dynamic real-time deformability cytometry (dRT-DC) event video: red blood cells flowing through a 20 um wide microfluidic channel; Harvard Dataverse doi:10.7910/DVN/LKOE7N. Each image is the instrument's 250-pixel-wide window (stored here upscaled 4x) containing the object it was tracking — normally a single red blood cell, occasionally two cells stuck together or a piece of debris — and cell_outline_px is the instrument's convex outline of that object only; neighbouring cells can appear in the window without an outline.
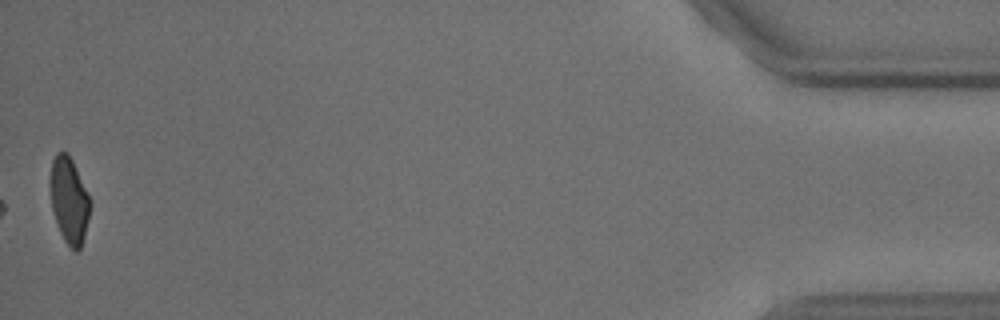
{"species": "common noctule bat (a hibernating species)", "species_latin": "Nyctalus noctula", "temperature_condition": "cold", "stored_images_in_passage": 42, "camera_frame_rate_fps": 3000, "um_per_image_px": 0.085, "animal": {"sex": "male", "body_mass_g": 18.8}, "frame": {"image": 1, "passage_image": 42, "time_ms": 13.667, "image_size_px": [1000, 320], "cell_outline_px": [[92, 204], [84, 236], [80, 248], [76, 252], [64, 240], [60, 232], [52, 208], [52, 160], [56, 152], [68, 152], [72, 160]], "centroid_in_image_um": [5.91, 17.04], "position_along_channel_um": 429.3, "area_um2": 19.31}}